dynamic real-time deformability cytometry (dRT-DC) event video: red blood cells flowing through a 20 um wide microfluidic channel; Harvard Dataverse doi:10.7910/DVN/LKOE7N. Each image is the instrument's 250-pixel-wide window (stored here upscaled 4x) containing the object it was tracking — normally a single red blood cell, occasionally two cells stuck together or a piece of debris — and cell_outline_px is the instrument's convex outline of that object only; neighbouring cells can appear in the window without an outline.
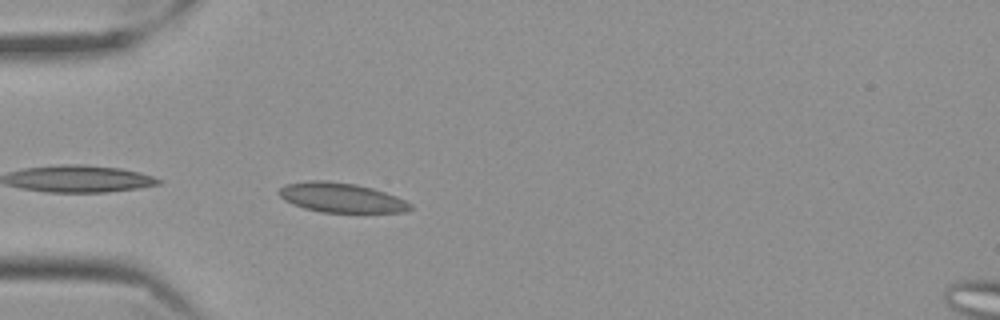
{"species": "Egyptian fruit bat (a non-hibernating species)", "species_latin": "Rousettus aegyptiacus", "temperature_condition": "cold", "stored_images_in_passage": 20, "camera_frame_rate_fps": 3000, "um_per_image_px": 0.085, "frame": {"image": 1, "passage_image": 2, "time_ms": 0.333, "image_size_px": [1000, 320], "cell_outline_px": [[412, 208], [404, 212], [320, 212], [304, 208], [292, 204], [284, 200], [276, 192], [284, 184], [308, 180], [324, 180], [356, 184], [372, 188], [396, 196], [412, 204]], "centroid_in_image_um": [28.95, 16.79], "position_along_channel_um": 56.0, "area_um2": 22.72}}
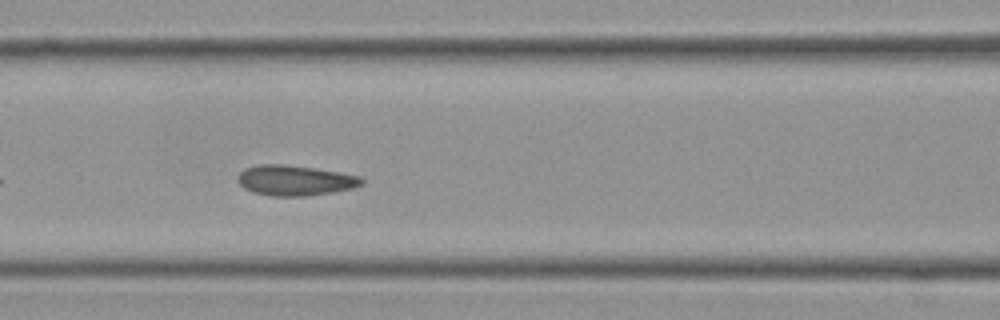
{"frame": {"image": 2, "passage_image": 10, "time_ms": 3.0, "image_size_px": [1000, 320], "cell_outline_px": [[364, 184], [352, 188], [332, 192], [304, 196], [268, 196], [252, 192], [244, 188], [236, 180], [236, 176], [244, 168], [260, 164], [284, 164], [316, 168], [340, 172], [360, 176], [364, 180]], "centroid_in_image_um": [25.04, 15.33], "position_along_channel_um": 141.6, "area_um2": 22.14}}
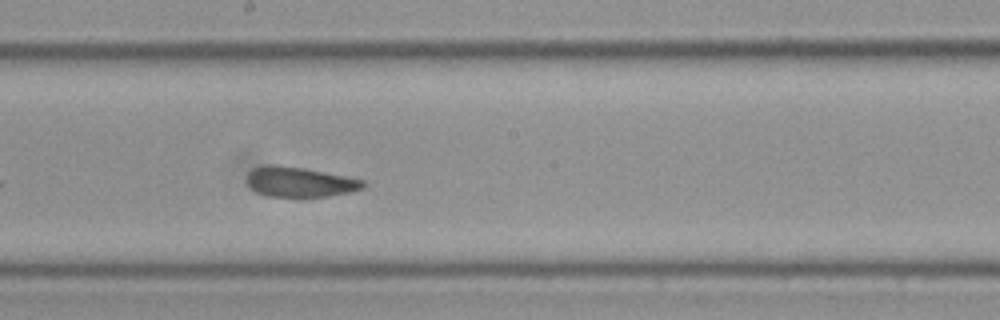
{"frame": {"image": 3, "passage_image": 17, "time_ms": 5.333, "image_size_px": [1000, 320], "cell_outline_px": [[368, 184], [364, 188], [348, 192], [328, 196], [268, 196], [256, 192], [244, 180], [248, 172], [252, 168], [268, 164], [276, 164], [304, 168], [364, 180]], "centroid_in_image_um": [25.44, 15.45], "position_along_channel_um": 222.8, "area_um2": 20.35}}